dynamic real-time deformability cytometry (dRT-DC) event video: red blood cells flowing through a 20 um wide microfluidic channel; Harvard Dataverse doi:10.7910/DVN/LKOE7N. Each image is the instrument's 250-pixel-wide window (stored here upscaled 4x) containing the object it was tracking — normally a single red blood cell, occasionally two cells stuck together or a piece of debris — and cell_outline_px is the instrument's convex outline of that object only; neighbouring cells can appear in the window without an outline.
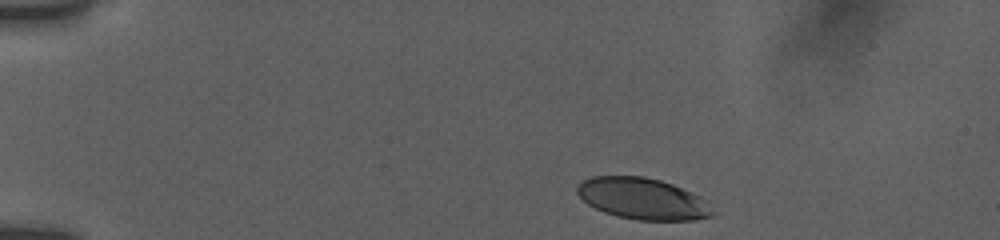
{"species": "human", "species_latin": "Homo sapiens", "temperature_condition": "room temperature", "stored_images_in_passage": 5, "camera_frame_rate_fps": 3000, "um_per_image_px": 0.085, "donor": {"sex": "female"}, "frame": {"image": 1, "passage_image": 1, "time_ms": 0.0, "image_size_px": [1000, 240], "cell_outline_px": [[716, 212], [712, 216], [696, 220], [636, 220], [616, 216], [604, 212], [588, 204], [576, 192], [576, 188], [584, 180], [592, 176], [644, 176], [660, 180], [672, 184], [692, 192], [708, 200]], "centroid_in_image_um": [54.69, 16.9], "position_along_channel_um": 30.3, "area_um2": 32.89}}
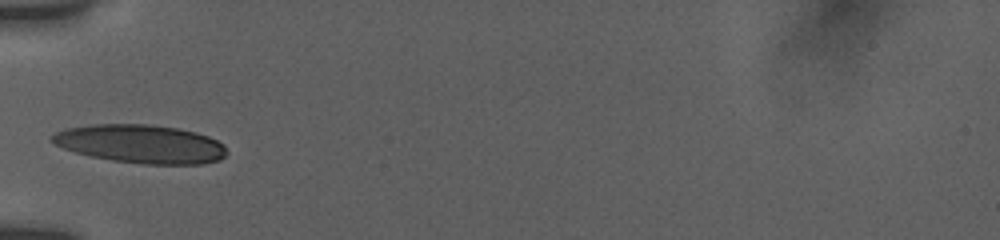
{"frame": {"image": 2, "passage_image": 4, "time_ms": 3.333, "image_size_px": [1000, 240], "cell_outline_px": [[228, 152], [220, 160], [204, 164], [144, 164], [112, 160], [92, 156], [76, 152], [64, 148], [48, 140], [48, 136], [64, 128], [88, 124], [148, 124], [180, 128], [196, 132], [208, 136], [224, 144]], "centroid_in_image_um": [11.96, 12.22], "position_along_channel_um": 73.0, "area_um2": 39.48}}